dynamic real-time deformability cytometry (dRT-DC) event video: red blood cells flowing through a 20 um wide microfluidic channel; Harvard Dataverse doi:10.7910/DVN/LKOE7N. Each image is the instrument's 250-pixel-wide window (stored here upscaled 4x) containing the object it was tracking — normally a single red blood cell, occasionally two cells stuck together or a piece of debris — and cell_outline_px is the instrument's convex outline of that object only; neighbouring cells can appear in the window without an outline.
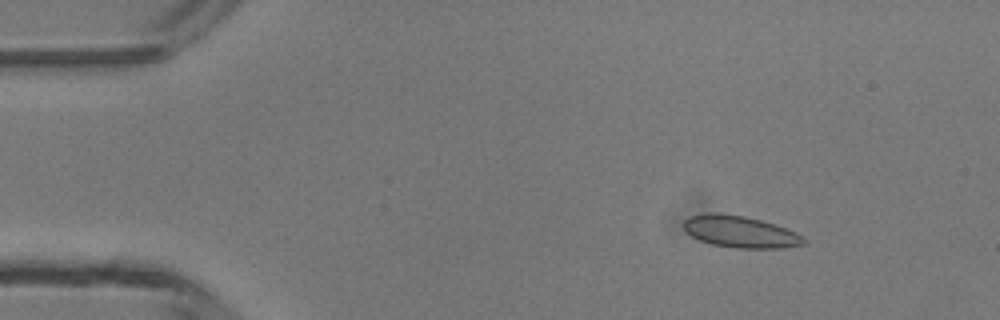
{"species": "common noctule bat (a hibernating species)", "species_latin": "Nyctalus noctula", "temperature_condition": "room temperature", "stored_images_in_passage": 5, "camera_frame_rate_fps": 3000, "um_per_image_px": 0.085, "animal": {"sex": "male", "body_mass_g": 13.3}, "frame": {"image": 1, "passage_image": 2, "time_ms": 1.0, "image_size_px": [1000, 320], "cell_outline_px": [[808, 240], [804, 244], [780, 248], [736, 248], [712, 244], [700, 240], [692, 236], [684, 228], [684, 220], [688, 216], [708, 212], [720, 212], [744, 216], [776, 224], [796, 232], [804, 236]], "centroid_in_image_um": [62.93, 19.68], "position_along_channel_um": 22.1, "area_um2": 22.37}}